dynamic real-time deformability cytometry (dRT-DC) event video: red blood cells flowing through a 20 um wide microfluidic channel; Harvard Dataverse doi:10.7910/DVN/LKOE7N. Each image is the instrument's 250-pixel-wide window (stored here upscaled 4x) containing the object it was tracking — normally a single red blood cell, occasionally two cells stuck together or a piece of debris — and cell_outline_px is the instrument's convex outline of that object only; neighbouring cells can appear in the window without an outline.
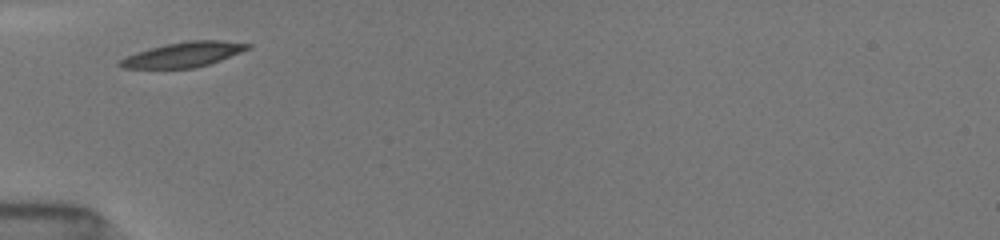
{"species": "common noctule bat (a hibernating species)", "species_latin": "Nyctalus noctula", "temperature_condition": "room temperature", "stored_images_in_passage": 52, "camera_frame_rate_fps": 3000, "um_per_image_px": 0.085, "animal": {"sex": "female", "body_mass_g": 19.5, "forearm_length_mm": 54.1}, "frame": {"image": 1, "passage_image": 1, "time_ms": 0.0, "image_size_px": [1000, 240], "cell_outline_px": [[252, 48], [220, 60], [196, 68], [120, 68], [116, 64], [120, 60], [136, 52], [164, 44], [188, 40], [220, 40], [252, 44]], "centroid_in_image_um": [15.6, 4.63], "position_along_channel_um": 69.4, "area_um2": 18.61}}
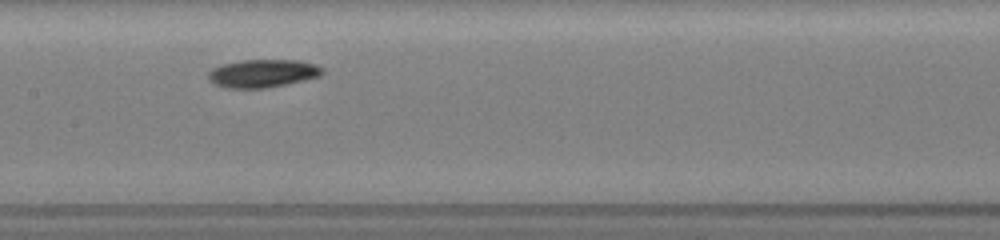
{"frame": {"image": 2, "passage_image": 20, "time_ms": 3.0, "image_size_px": [1000, 240], "cell_outline_px": [[324, 72], [320, 76], [304, 80], [268, 88], [224, 88], [208, 80], [208, 72], [212, 68], [224, 64], [240, 60], [296, 60], [316, 64], [324, 68]], "centroid_in_image_um": [22.34, 6.24], "position_along_channel_um": 185.1, "area_um2": 18.73}}
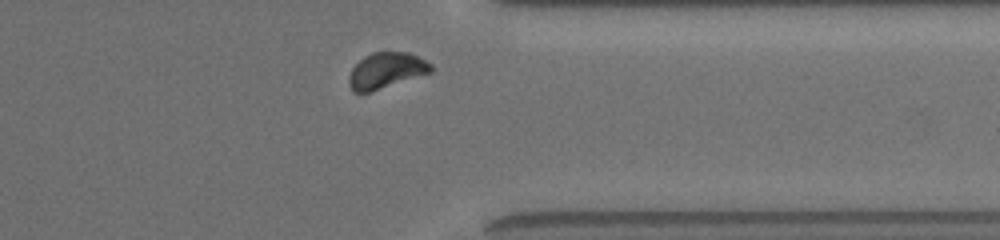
{"frame": {"image": 3, "passage_image": 45, "time_ms": 8.0, "image_size_px": [1000, 240], "cell_outline_px": [[432, 72], [368, 92], [352, 92], [348, 84], [348, 76], [352, 68], [364, 56], [372, 52], [408, 52], [432, 64]], "centroid_in_image_um": [32.79, 5.99], "position_along_channel_um": 378.6, "area_um2": 16.94}, "authors_computed_cell_mechanics": {"area_um2": 18.0336, "velocity_mm_per_s": 3.9119, "shape_relaxation_time_tau1_ms": 2.624, "shape_relaxation_time_tau2_ms": null, "deformation_change_tau1": 0.1041, "deformation_change_tau2": null}}